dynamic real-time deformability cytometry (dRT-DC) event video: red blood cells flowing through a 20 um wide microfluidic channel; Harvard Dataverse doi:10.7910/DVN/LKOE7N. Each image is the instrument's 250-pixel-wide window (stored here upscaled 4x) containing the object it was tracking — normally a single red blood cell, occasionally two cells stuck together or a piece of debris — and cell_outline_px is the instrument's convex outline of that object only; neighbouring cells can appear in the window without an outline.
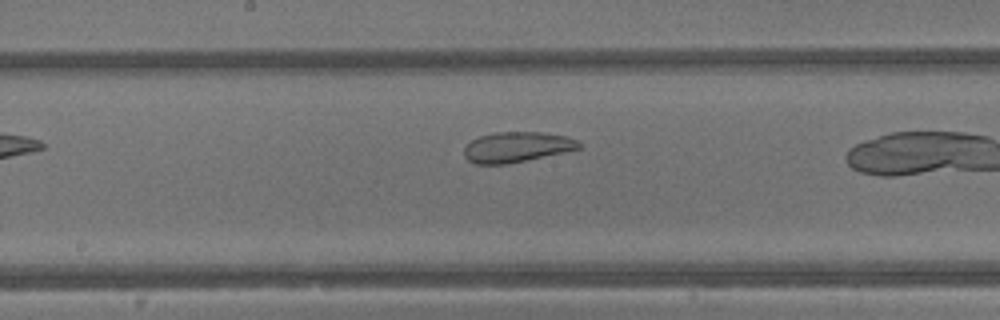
{"species": "common noctule bat (a hibernating species)", "species_latin": "Nyctalus noctula", "temperature_condition": "warm", "stored_images_in_passage": 8, "camera_frame_rate_fps": 3000, "um_per_image_px": 0.085, "animal": {"sex": "male", "body_mass_g": 13.3}, "frame": {"image": 1, "passage_image": 7, "time_ms": 2.0, "image_size_px": [1000, 320], "cell_outline_px": [[580, 148], [564, 152], [504, 164], [476, 164], [468, 160], [464, 156], [464, 148], [472, 140], [480, 136], [496, 132], [540, 132], [568, 136], [576, 140], [580, 144]], "centroid_in_image_um": [43.91, 12.49], "position_along_channel_um": 204.3, "area_um2": 20.0}}